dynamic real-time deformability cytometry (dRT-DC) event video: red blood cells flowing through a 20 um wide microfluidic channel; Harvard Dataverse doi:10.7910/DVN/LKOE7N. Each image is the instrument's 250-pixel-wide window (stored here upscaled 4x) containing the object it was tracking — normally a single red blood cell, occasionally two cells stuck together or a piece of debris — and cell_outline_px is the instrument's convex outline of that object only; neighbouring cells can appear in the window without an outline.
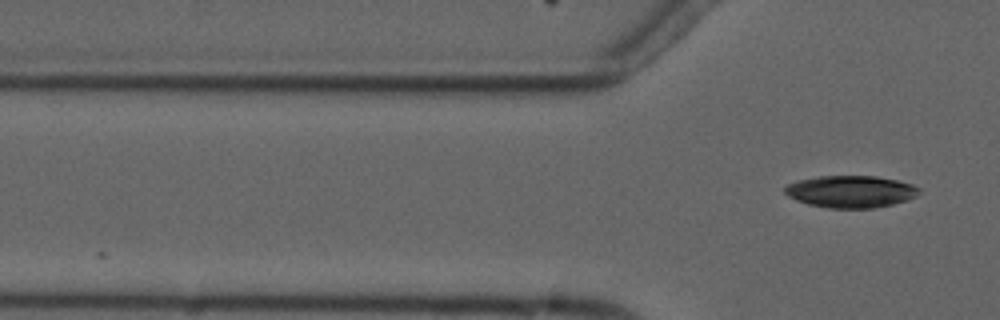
{"species": "common noctule bat (a hibernating species)", "species_latin": "Nyctalus noctula", "temperature_condition": "cold", "stored_images_in_passage": 7, "segment_of_instrument_passage": [2, 2], "camera_frame_rate_fps": 3000, "um_per_image_px": 0.085, "animal": {"sex": "male", "forearm_length_mm": 52.5}, "frame": {"image": 1, "passage_image": 7, "time_ms": 7.0, "image_size_px": [1000, 320], "cell_outline_px": [[920, 192], [916, 196], [908, 200], [892, 204], [872, 208], [828, 208], [808, 204], [796, 200], [788, 196], [784, 192], [784, 188], [788, 184], [800, 180], [820, 176], [876, 176], [896, 180], [912, 184], [920, 188]], "centroid_in_image_um": [72.32, 16.28], "position_along_channel_um": 53.5, "area_um2": 25.03}}